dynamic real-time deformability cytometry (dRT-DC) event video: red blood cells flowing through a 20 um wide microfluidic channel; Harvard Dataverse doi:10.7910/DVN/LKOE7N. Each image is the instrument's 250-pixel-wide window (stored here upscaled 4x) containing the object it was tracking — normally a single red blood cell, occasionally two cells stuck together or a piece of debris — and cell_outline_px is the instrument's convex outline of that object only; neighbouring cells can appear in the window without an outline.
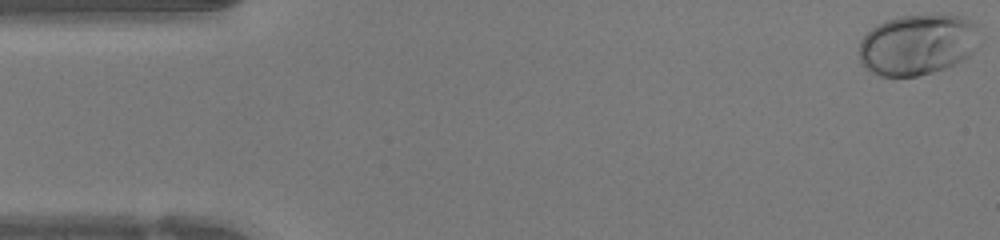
{"species": "human", "species_latin": "Homo sapiens", "temperature_condition": "warm", "stored_images_in_passage": 47, "camera_frame_rate_fps": 3000, "um_per_image_px": 0.085, "donor": {"sex": "female"}, "frame": {"image": 1, "passage_image": 1, "time_ms": 0.0, "image_size_px": [1000, 240], "cell_outline_px": [[984, 44], [968, 56], [956, 64], [932, 72], [916, 76], [880, 76], [864, 68], [860, 64], [860, 40], [876, 24], [900, 16], [964, 16], [980, 24], [984, 40]], "centroid_in_image_um": [78.1, 3.79], "position_along_channel_um": 6.9, "area_um2": 43.52}}
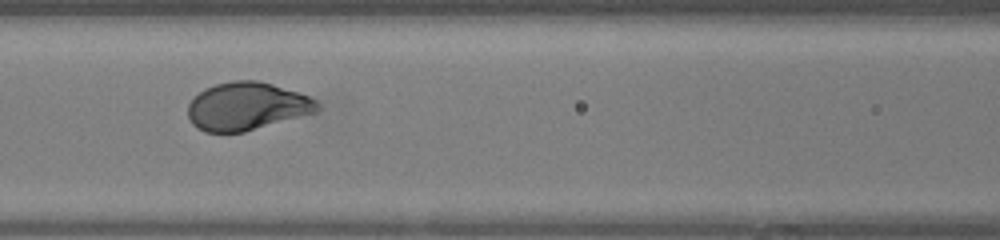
{"frame": {"image": 2, "passage_image": 20, "time_ms": 6.333, "image_size_px": [1000, 240], "cell_outline_px": [[320, 108], [316, 112], [244, 132], [204, 132], [196, 128], [192, 124], [188, 116], [188, 104], [204, 88], [216, 84], [236, 80], [256, 80], [272, 84], [308, 96], [316, 100], [320, 104]], "centroid_in_image_um": [20.96, 9.04], "position_along_channel_um": 145.6, "area_um2": 35.95}}
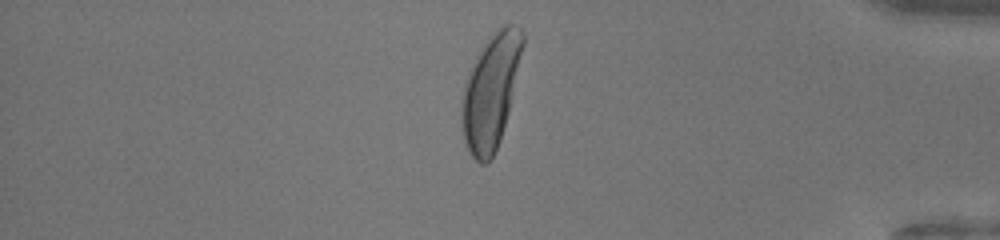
{"frame": {"image": 3, "passage_image": 40, "time_ms": 13.0, "image_size_px": [1000, 240], "cell_outline_px": [[524, 44], [508, 112], [500, 140], [492, 156], [484, 164], [480, 164], [468, 152], [464, 144], [460, 128], [460, 104], [464, 84], [468, 72], [480, 48], [488, 36], [496, 28], [504, 24], [512, 24], [520, 28], [524, 32]], "centroid_in_image_um": [41.67, 7.75], "position_along_channel_um": 393.5, "area_um2": 41.04}, "authors_computed_cell_mechanics": {"area_um2": 37.0498, "velocity_mm_per_s": 4.2379, "shape_relaxation_time_tau1_ms": 1.7666, "shape_relaxation_time_tau2_ms": null, "deformation_change_tau1": 0.1529, "deformation_change_tau2": null}}